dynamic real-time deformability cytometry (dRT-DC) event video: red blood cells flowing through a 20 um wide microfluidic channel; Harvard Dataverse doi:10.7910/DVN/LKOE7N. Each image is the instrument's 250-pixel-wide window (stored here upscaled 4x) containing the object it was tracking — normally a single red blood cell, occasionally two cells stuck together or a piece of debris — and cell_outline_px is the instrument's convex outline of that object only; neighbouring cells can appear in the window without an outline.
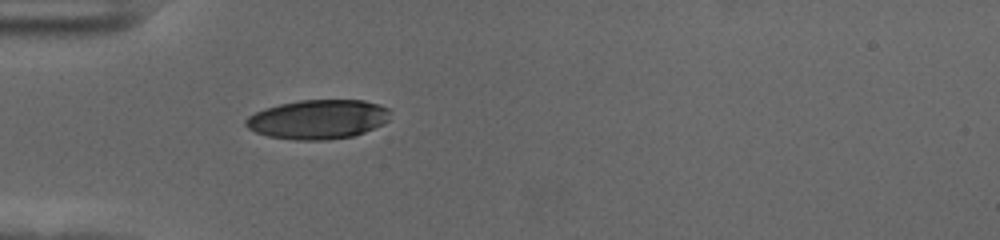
{"species": "human", "species_latin": "Homo sapiens", "temperature_condition": "cold", "stored_images_in_passage": 40, "camera_frame_rate_fps": 3000, "um_per_image_px": 0.085, "donor": {"sex": "female"}, "frame": {"image": 1, "passage_image": 1, "time_ms": 0.0, "image_size_px": [1000, 240], "cell_outline_px": [[388, 120], [384, 124], [364, 132], [352, 136], [328, 140], [296, 140], [268, 136], [256, 132], [248, 128], [244, 124], [244, 120], [248, 116], [264, 108], [280, 104], [300, 100], [364, 100], [380, 104], [388, 108]], "centroid_in_image_um": [27.02, 10.14], "position_along_channel_um": 58.0, "area_um2": 33.12}}
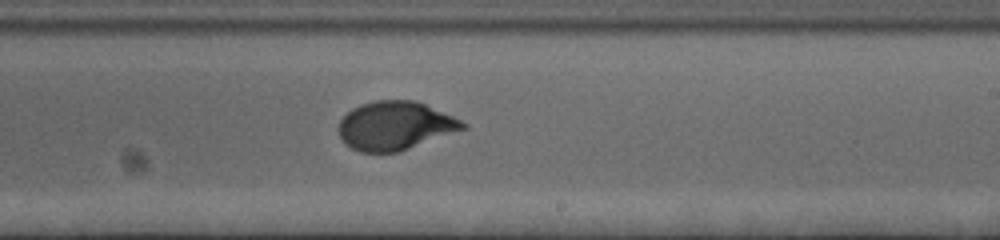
{"frame": {"image": 2, "passage_image": 18, "time_ms": 5.667, "image_size_px": [1000, 240], "cell_outline_px": [[468, 128], [400, 152], [360, 152], [344, 144], [340, 136], [340, 120], [352, 108], [360, 104], [376, 100], [416, 100], [452, 116], [468, 124]], "centroid_in_image_um": [33.6, 10.69], "position_along_channel_um": 255.4, "area_um2": 35.2}}
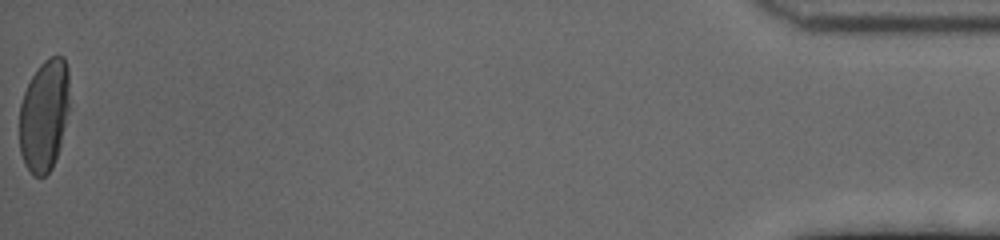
{"frame": {"image": 3, "passage_image": 40, "time_ms": 13.0, "image_size_px": [1000, 240], "cell_outline_px": [[68, 112], [60, 144], [52, 168], [44, 176], [36, 176], [24, 164], [20, 152], [20, 104], [24, 92], [32, 76], [40, 64], [44, 60], [52, 56], [64, 56], [68, 68]], "centroid_in_image_um": [3.75, 9.77], "position_along_channel_um": 431.5, "area_um2": 32.31}, "authors_computed_cell_mechanics": {"area_um2": 35.0846, "velocity_mm_per_s": 3.6162, "shape_relaxation_time_tau1_ms": 3.6403, "shape_relaxation_time_tau2_ms": null, "deformation_change_tau1": 0.1587, "deformation_change_tau2": null}}